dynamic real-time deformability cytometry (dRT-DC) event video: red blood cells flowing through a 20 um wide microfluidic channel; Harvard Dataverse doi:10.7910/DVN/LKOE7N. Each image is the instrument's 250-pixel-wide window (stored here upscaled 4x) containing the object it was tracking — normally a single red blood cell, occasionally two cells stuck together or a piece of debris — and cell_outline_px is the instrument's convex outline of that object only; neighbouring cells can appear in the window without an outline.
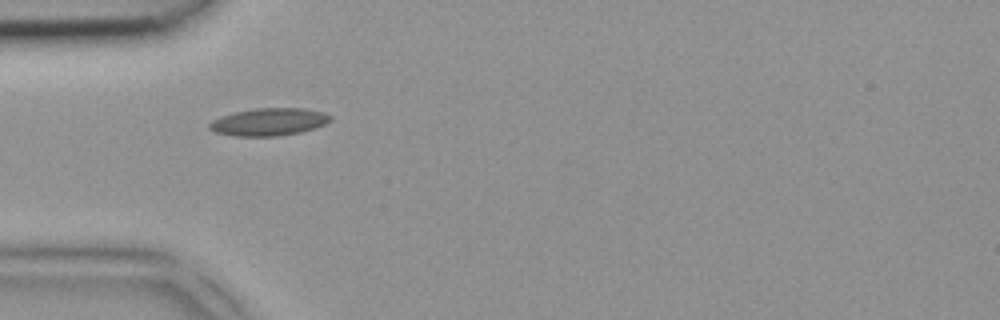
{"species": "common noctule bat (a hibernating species)", "species_latin": "Nyctalus noctula", "temperature_condition": "room temperature", "stored_images_in_passage": 3, "camera_frame_rate_fps": 3000, "um_per_image_px": 0.085, "animal": {"sex": "female", "body_mass_g": 18.4}, "frame": {"image": 1, "passage_image": 1, "time_ms": 0.0, "image_size_px": [1000, 320], "cell_outline_px": [[332, 120], [324, 124], [300, 132], [276, 136], [236, 136], [216, 132], [208, 128], [208, 124], [212, 120], [220, 116], [236, 112], [256, 108], [304, 108], [324, 112], [332, 116]], "centroid_in_image_um": [22.85, 10.35], "position_along_channel_um": 62.1, "area_um2": 19.31}}